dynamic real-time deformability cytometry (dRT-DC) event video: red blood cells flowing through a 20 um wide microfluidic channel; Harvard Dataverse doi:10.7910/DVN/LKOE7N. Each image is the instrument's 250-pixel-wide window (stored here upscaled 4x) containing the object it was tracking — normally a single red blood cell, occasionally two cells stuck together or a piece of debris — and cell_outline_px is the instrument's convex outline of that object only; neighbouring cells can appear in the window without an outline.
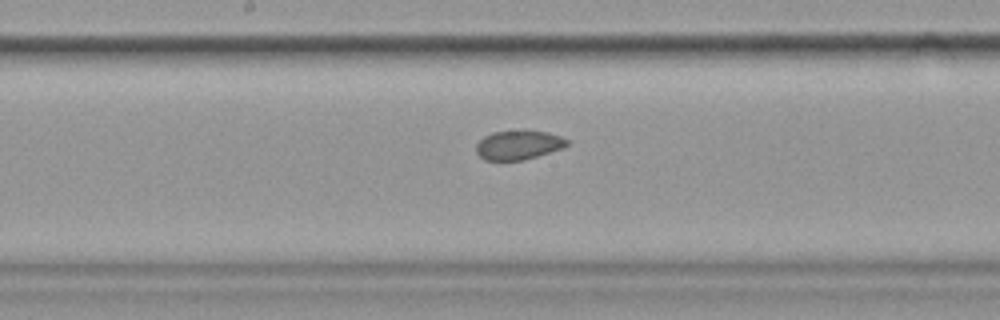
{"species": "common noctule bat (a hibernating species)", "species_latin": "Nyctalus noctula", "temperature_condition": "cold", "stored_images_in_passage": 7, "camera_frame_rate_fps": 3000, "um_per_image_px": 0.085, "animal": {"sex": "female", "body_mass_g": 19.9}, "frame": {"image": 1, "passage_image": 7, "time_ms": 8.0, "image_size_px": [1000, 320], "cell_outline_px": [[568, 144], [564, 148], [524, 160], [484, 160], [476, 152], [476, 144], [484, 136], [492, 132], [548, 132], [560, 136], [568, 140]], "centroid_in_image_um": [44.07, 12.35], "position_along_channel_um": 204.1, "area_um2": 15.14}}